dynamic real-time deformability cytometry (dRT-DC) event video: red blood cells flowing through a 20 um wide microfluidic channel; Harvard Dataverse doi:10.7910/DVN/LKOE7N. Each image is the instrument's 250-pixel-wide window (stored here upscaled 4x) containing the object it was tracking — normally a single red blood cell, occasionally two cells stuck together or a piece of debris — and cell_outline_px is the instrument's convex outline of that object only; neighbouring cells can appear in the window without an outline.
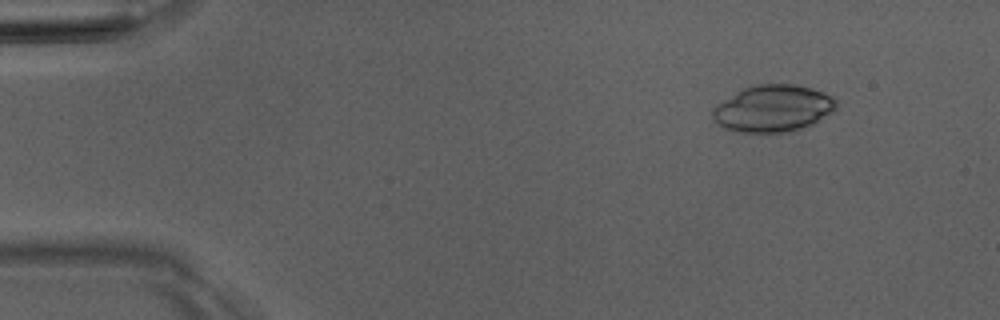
{"species": "Egyptian fruit bat (a non-hibernating species)", "species_latin": "Rousettus aegyptiacus", "temperature_condition": "room temperature", "stored_images_in_passage": 5, "camera_frame_rate_fps": 3000, "um_per_image_px": 0.085, "animal": {"sex": "male"}, "frame": {"image": 1, "passage_image": 2, "time_ms": 1.0, "image_size_px": [1000, 320], "cell_outline_px": [[836, 108], [832, 112], [816, 124], [792, 132], [732, 132], [716, 124], [712, 116], [712, 108], [716, 104], [736, 92], [744, 88], [756, 84], [796, 84], [812, 88], [824, 92], [832, 96], [836, 100]], "centroid_in_image_um": [65.71, 9.23], "position_along_channel_um": 19.3, "area_um2": 34.33}}